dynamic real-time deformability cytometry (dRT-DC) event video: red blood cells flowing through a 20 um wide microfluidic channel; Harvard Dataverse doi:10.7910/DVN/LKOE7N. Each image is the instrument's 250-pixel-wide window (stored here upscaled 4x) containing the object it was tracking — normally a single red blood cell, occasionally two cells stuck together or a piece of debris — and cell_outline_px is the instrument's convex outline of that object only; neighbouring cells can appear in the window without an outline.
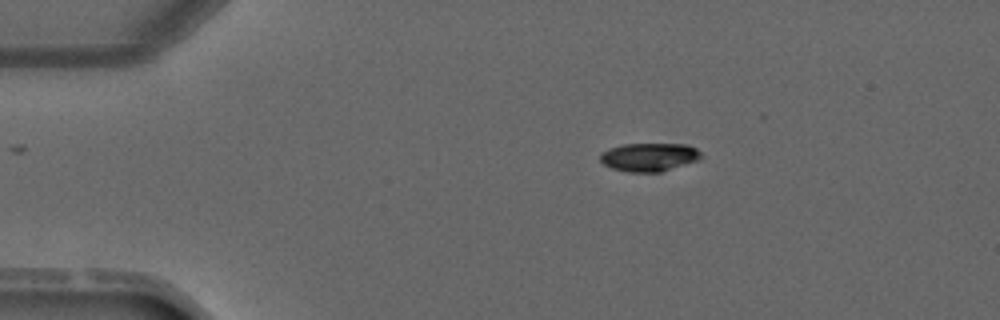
{"species": "common noctule bat (a hibernating species)", "species_latin": "Nyctalus noctula", "temperature_condition": "warm", "stored_images_in_passage": 2, "camera_frame_rate_fps": 3000, "um_per_image_px": 0.085, "animal": {"sex": "male", "forearm_length_mm": 52.5}, "frame": {"image": 1, "passage_image": 2, "time_ms": 1.667, "image_size_px": [1000, 320], "cell_outline_px": [[704, 156], [700, 160], [660, 172], [628, 172], [612, 168], [604, 164], [600, 160], [600, 152], [608, 148], [624, 144], [688, 144], [696, 148]], "centroid_in_image_um": [55.2, 13.35], "position_along_channel_um": 29.8, "area_um2": 16.88}}